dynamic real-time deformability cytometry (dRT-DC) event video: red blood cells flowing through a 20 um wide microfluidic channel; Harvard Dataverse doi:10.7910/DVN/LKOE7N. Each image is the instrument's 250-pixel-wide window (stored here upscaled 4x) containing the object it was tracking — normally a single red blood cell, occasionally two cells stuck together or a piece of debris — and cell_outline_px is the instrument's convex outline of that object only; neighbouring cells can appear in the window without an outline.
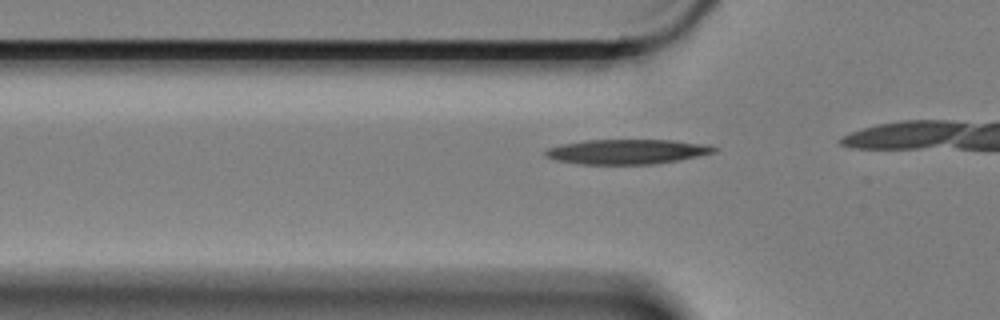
{"species": "Egyptian fruit bat (a non-hibernating species)", "species_latin": "Rousettus aegyptiacus", "temperature_condition": "cold", "stored_images_in_passage": 18, "camera_frame_rate_fps": 3000, "um_per_image_px": 0.085, "animal": {"sex": "female"}, "frame": {"image": 1, "passage_image": 13, "time_ms": 4.0, "image_size_px": [1000, 320], "cell_outline_px": [[720, 148], [716, 152], [676, 160], [652, 164], [580, 164], [556, 160], [544, 156], [544, 152], [548, 148], [564, 144], [584, 140], [672, 140], [708, 144]], "centroid_in_image_um": [53.31, 12.88], "position_along_channel_um": 72.5, "area_um2": 24.28}}
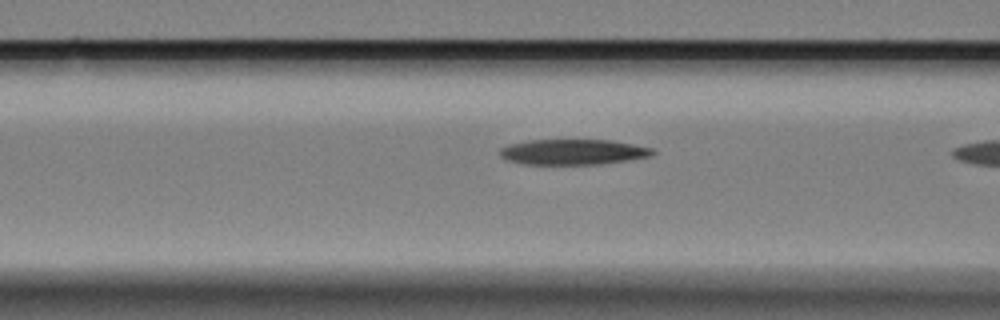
{"frame": {"image": 2, "passage_image": 17, "time_ms": 5.333, "image_size_px": [1000, 320], "cell_outline_px": [[656, 152], [652, 156], [600, 164], [524, 164], [508, 160], [500, 156], [500, 148], [508, 144], [528, 140], [612, 140], [652, 148]], "centroid_in_image_um": [48.7, 12.91], "position_along_channel_um": 117.9, "area_um2": 22.6}}